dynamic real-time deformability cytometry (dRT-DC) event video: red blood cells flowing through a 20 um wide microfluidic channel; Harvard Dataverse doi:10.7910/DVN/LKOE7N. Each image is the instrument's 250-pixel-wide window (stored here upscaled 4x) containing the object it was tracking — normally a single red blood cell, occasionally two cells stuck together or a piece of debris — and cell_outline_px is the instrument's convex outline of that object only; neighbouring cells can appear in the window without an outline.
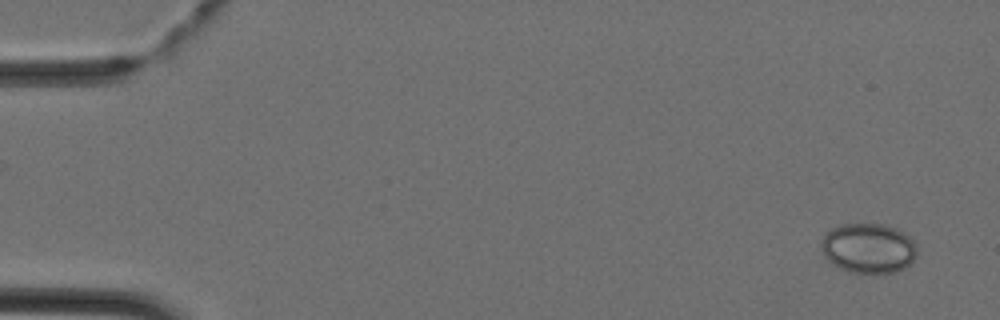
{"species": "Egyptian fruit bat (a non-hibernating species)", "species_latin": "Rousettus aegyptiacus", "temperature_condition": "cold", "stored_images_in_passage": 4, "camera_frame_rate_fps": 3000, "um_per_image_px": 0.085, "animal": {"sex": "female"}, "frame": {"image": 1, "passage_image": 4, "time_ms": 1.0, "image_size_px": [1000, 320], "cell_outline_px": [[916, 256], [904, 268], [896, 272], [852, 272], [840, 268], [828, 260], [824, 256], [820, 244], [824, 236], [832, 228], [840, 224], [884, 224], [896, 228], [904, 232], [916, 244]], "centroid_in_image_um": [73.81, 21.08], "position_along_channel_um": 11.2, "area_um2": 27.63}}